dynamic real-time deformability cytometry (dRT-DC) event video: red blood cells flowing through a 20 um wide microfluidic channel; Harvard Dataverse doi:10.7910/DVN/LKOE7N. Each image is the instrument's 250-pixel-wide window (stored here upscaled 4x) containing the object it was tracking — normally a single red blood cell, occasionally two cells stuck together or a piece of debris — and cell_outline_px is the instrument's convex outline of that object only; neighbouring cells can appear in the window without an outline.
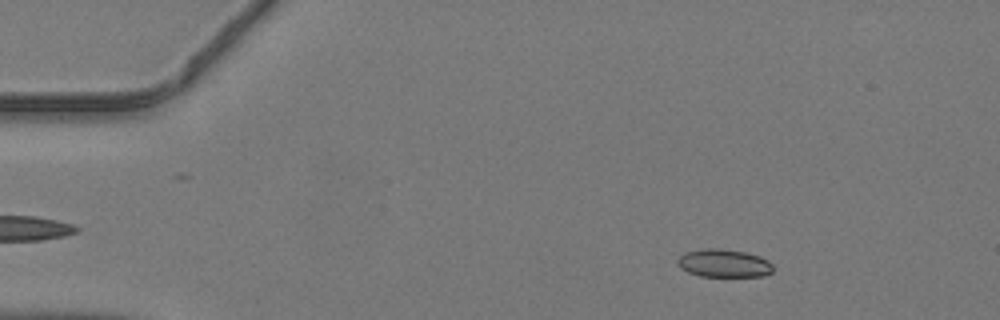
{"species": "common noctule bat (a hibernating species)", "species_latin": "Nyctalus noctula", "temperature_condition": "warm", "stored_images_in_passage": 48, "camera_frame_rate_fps": 3000, "um_per_image_px": 0.085, "animal": {"sex": "male", "body_mass_g": 19.2, "forearm_length_mm": 51.8}, "frame": {"image": 1, "passage_image": 8, "time_ms": 2.333, "image_size_px": [1000, 320], "cell_outline_px": [[772, 272], [764, 276], [700, 276], [688, 272], [680, 268], [676, 264], [676, 260], [684, 252], [708, 248], [720, 248], [748, 252], [760, 256], [768, 260], [772, 264]], "centroid_in_image_um": [61.52, 22.36], "position_along_channel_um": 23.5, "area_um2": 15.78}}
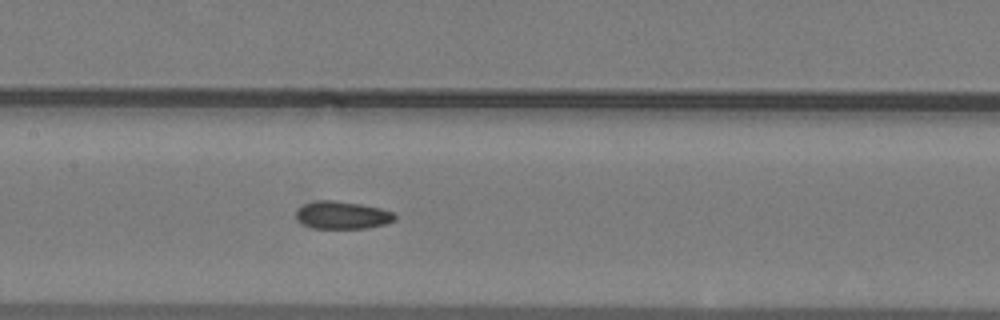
{"frame": {"image": 2, "passage_image": 24, "time_ms": 7.667, "image_size_px": [1000, 320], "cell_outline_px": [[396, 220], [388, 224], [368, 228], [312, 228], [304, 224], [296, 216], [296, 212], [304, 204], [316, 200], [332, 200], [360, 204], [380, 208], [392, 212], [396, 216]], "centroid_in_image_um": [29.14, 18.29], "position_along_channel_um": 178.3, "area_um2": 15.84}}
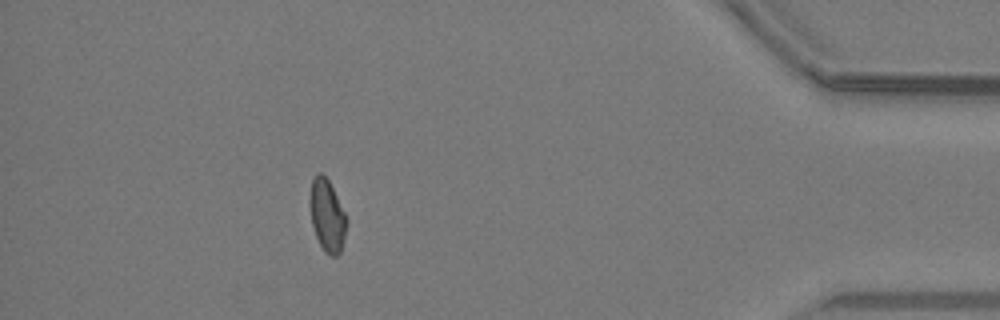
{"frame": {"image": 3, "passage_image": 43, "time_ms": 14.0, "image_size_px": [1000, 320], "cell_outline_px": [[348, 224], [340, 252], [336, 256], [332, 256], [324, 252], [316, 236], [312, 224], [308, 204], [308, 200], [312, 180], [316, 172], [320, 172], [328, 180], [348, 220]], "centroid_in_image_um": [27.78, 18.32], "position_along_channel_um": 407.4, "area_um2": 15.49}}